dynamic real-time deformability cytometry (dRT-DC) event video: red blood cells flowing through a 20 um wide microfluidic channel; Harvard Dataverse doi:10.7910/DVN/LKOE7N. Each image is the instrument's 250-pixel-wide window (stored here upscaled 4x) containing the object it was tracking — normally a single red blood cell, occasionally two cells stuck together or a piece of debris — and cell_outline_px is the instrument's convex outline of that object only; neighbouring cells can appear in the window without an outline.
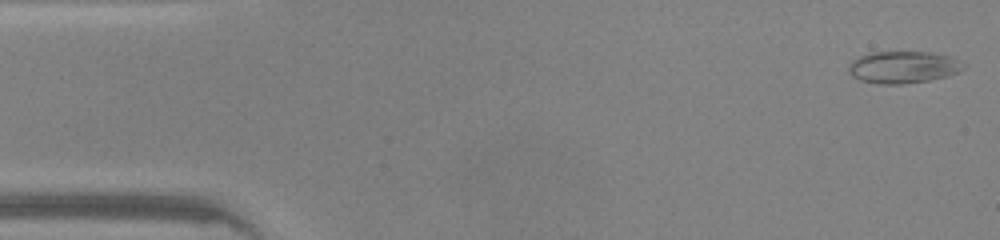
{"species": "common noctule bat (a hibernating species)", "species_latin": "Nyctalus noctula", "temperature_condition": "warm", "stored_images_in_passage": 13, "camera_frame_rate_fps": 3000, "um_per_image_px": 0.085, "animal": {"sex": "male", "body_mass_g": 20.0, "forearm_length_mm": 53.3}, "frame": {"image": 1, "passage_image": 1, "time_ms": 0.0, "image_size_px": [1000, 240], "cell_outline_px": [[964, 68], [948, 76], [928, 80], [904, 84], [880, 84], [860, 80], [852, 76], [848, 72], [848, 64], [852, 60], [868, 52], [928, 52], [948, 56], [960, 60], [964, 64]], "centroid_in_image_um": [76.72, 5.71], "position_along_channel_um": 8.3, "area_um2": 21.44}}
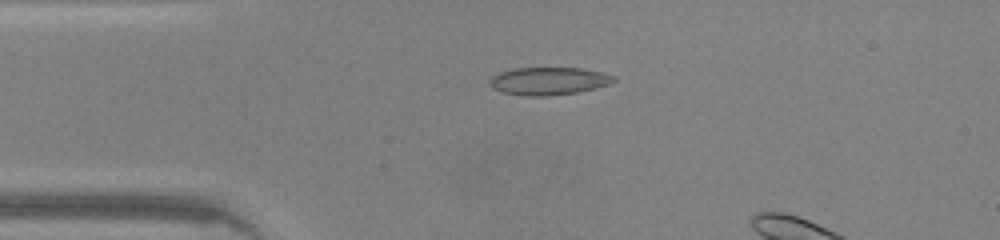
{"frame": {"image": 2, "passage_image": 10, "time_ms": 3.0, "image_size_px": [1000, 240], "cell_outline_px": [[616, 80], [608, 84], [596, 88], [576, 92], [548, 96], [524, 96], [504, 92], [492, 88], [488, 84], [488, 80], [492, 76], [500, 72], [516, 68], [580, 68], [600, 72], [616, 76]], "centroid_in_image_um": [46.61, 6.89], "position_along_channel_um": 38.4, "area_um2": 20.0}}